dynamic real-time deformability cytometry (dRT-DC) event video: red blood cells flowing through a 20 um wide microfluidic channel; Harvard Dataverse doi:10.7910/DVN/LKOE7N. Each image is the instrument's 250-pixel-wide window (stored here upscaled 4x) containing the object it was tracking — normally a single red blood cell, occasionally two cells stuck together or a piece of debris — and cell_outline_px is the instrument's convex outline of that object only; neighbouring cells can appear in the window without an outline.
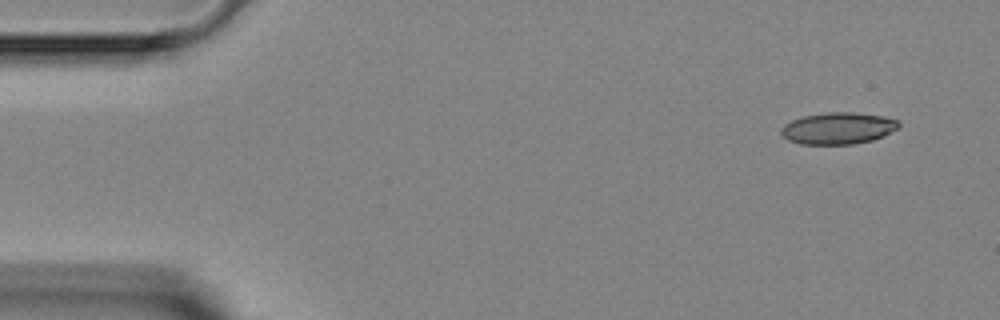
{"species": "Egyptian fruit bat (a non-hibernating species)", "species_latin": "Rousettus aegyptiacus", "temperature_condition": "room temperature", "stored_images_in_passage": 4, "camera_frame_rate_fps": 3000, "um_per_image_px": 0.085, "animal": {"sex": "female"}, "frame": {"image": 1, "passage_image": 1, "time_ms": 0.0, "image_size_px": [1000, 320], "cell_outline_px": [[900, 124], [896, 128], [884, 136], [872, 140], [852, 144], [800, 144], [788, 140], [780, 132], [780, 128], [784, 124], [792, 120], [804, 116], [828, 112], [852, 112], [880, 116], [900, 120]], "centroid_in_image_um": [71.22, 10.9], "position_along_channel_um": 13.8, "area_um2": 21.62}}